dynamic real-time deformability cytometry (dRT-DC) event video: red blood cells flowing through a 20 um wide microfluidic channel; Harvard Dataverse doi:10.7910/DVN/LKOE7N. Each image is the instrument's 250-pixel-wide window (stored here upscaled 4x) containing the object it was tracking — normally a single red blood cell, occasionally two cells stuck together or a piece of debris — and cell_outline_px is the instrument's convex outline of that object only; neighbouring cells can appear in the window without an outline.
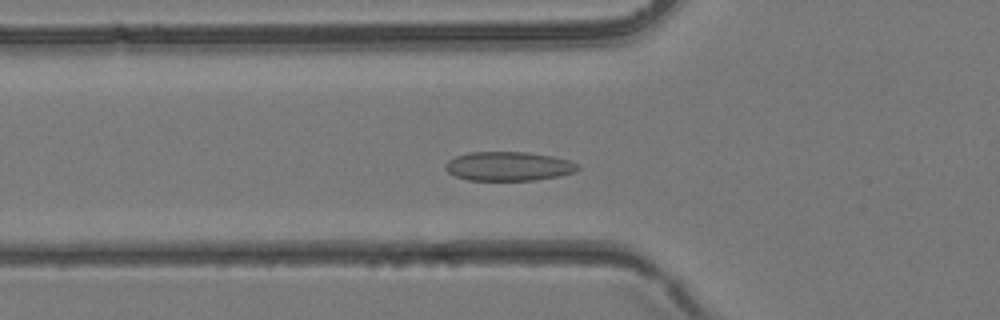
{"species": "common noctule bat (a hibernating species)", "species_latin": "Nyctalus noctula", "temperature_condition": "room temperature", "stored_images_in_passage": 39, "camera_frame_rate_fps": 3000, "um_per_image_px": 0.085, "animal": {"sex": "female", "body_mass_g": 24.6, "forearm_length_mm": 56.2}, "frame": {"image": 1, "passage_image": 13, "time_ms": 4.0, "image_size_px": [1000, 320], "cell_outline_px": [[580, 168], [576, 172], [560, 176], [536, 180], [468, 180], [456, 176], [448, 172], [444, 168], [444, 164], [448, 160], [456, 156], [468, 152], [528, 152], [552, 156], [568, 160], [580, 164]], "centroid_in_image_um": [43.24, 14.13], "position_along_channel_um": 82.6, "area_um2": 22.66}}
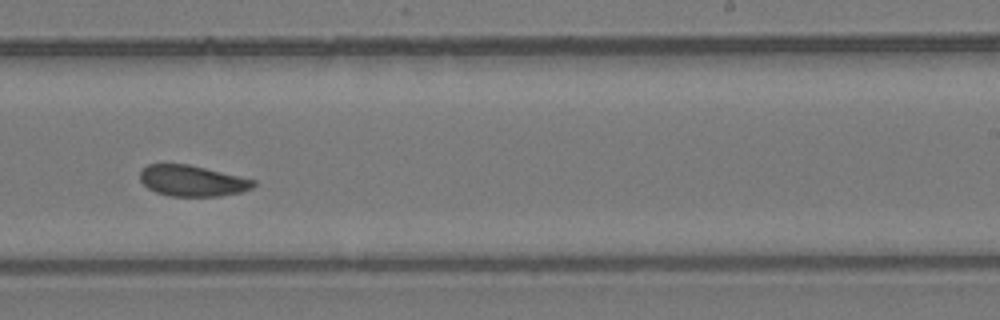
{"frame": {"image": 2, "passage_image": 24, "time_ms": 7.667, "image_size_px": [1000, 320], "cell_outline_px": [[256, 184], [252, 188], [244, 192], [220, 196], [172, 196], [156, 192], [148, 188], [140, 180], [140, 172], [148, 164], [188, 164], [256, 180]], "centroid_in_image_um": [16.37, 15.37], "position_along_channel_um": 272.6, "area_um2": 20.4}}
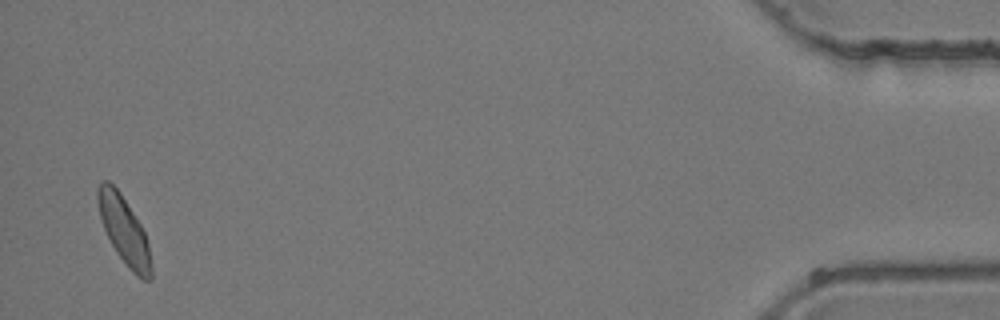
{"frame": {"image": 3, "passage_image": 38, "time_ms": 12.333, "image_size_px": [1000, 320], "cell_outline_px": [[152, 280], [144, 280], [136, 276], [128, 268], [116, 252], [104, 228], [100, 216], [96, 200], [96, 192], [100, 184], [104, 180], [108, 180], [120, 192], [140, 224], [144, 232], [148, 244], [152, 264]], "centroid_in_image_um": [10.55, 19.61], "position_along_channel_um": 424.6, "area_um2": 20.87}}